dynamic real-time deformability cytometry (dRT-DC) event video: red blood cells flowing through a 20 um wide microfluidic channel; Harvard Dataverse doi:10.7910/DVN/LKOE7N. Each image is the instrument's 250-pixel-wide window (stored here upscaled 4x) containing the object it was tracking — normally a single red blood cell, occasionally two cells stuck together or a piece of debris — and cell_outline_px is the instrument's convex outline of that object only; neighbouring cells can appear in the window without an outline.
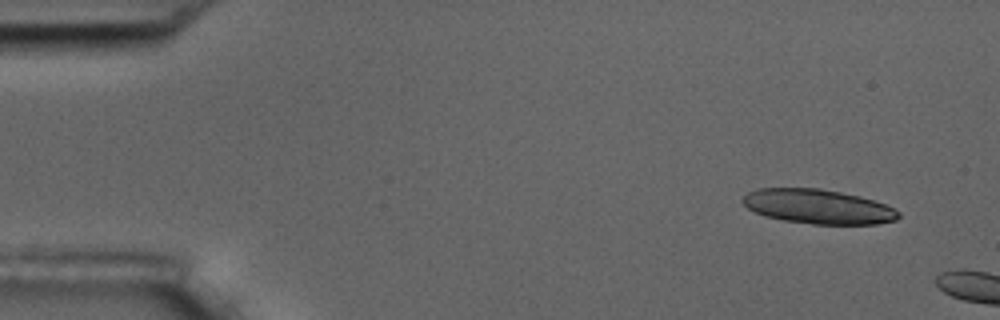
{"species": "common noctule bat (a hibernating species)", "species_latin": "Nyctalus noctula", "temperature_condition": "room temperature", "stored_images_in_passage": 2, "camera_frame_rate_fps": 3000, "um_per_image_px": 0.085, "animal": {"sex": "male", "body_mass_g": 17.5, "forearm_length_mm": 52.3}, "frame": {"image": 1, "passage_image": 1, "time_ms": 0.0, "image_size_px": [1000, 320], "cell_outline_px": [[900, 216], [896, 220], [876, 224], [812, 224], [784, 220], [764, 216], [748, 208], [740, 200], [748, 192], [760, 188], [820, 188], [860, 196], [884, 204], [900, 212]], "centroid_in_image_um": [69.52, 17.56], "position_along_channel_um": 15.5, "area_um2": 31.15}}